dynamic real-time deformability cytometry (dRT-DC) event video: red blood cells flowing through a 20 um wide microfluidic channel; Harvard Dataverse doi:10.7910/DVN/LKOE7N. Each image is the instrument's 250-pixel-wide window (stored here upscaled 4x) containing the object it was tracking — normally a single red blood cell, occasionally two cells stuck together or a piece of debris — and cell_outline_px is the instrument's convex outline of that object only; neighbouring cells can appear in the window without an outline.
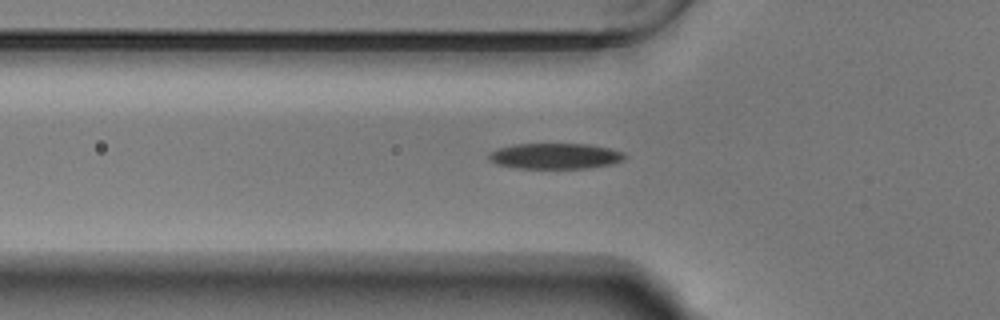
{"species": "Egyptian fruit bat (a non-hibernating species)", "species_latin": "Rousettus aegyptiacus", "temperature_condition": "warm", "stored_images_in_passage": 46, "camera_frame_rate_fps": 3000, "um_per_image_px": 0.085, "animal": {"sex": "male"}, "frame": {"image": 1, "passage_image": 16, "time_ms": 5.0, "image_size_px": [1000, 320], "cell_outline_px": [[628, 156], [624, 160], [612, 164], [588, 168], [516, 168], [496, 164], [488, 160], [488, 152], [496, 148], [516, 144], [588, 144], [608, 148], [624, 152]], "centroid_in_image_um": [47.17, 13.26], "position_along_channel_um": 78.6, "area_um2": 20.58}}
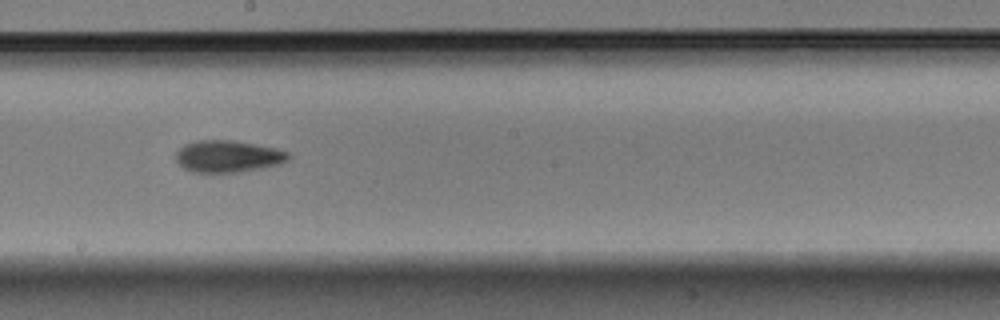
{"frame": {"image": 2, "passage_image": 28, "time_ms": 9.0, "image_size_px": [1000, 320], "cell_outline_px": [[292, 156], [288, 160], [264, 168], [240, 172], [192, 172], [184, 168], [176, 160], [176, 152], [184, 144], [196, 140], [232, 140], [272, 148], [288, 152]], "centroid_in_image_um": [19.35, 13.29], "position_along_channel_um": 228.9, "area_um2": 20.75}}
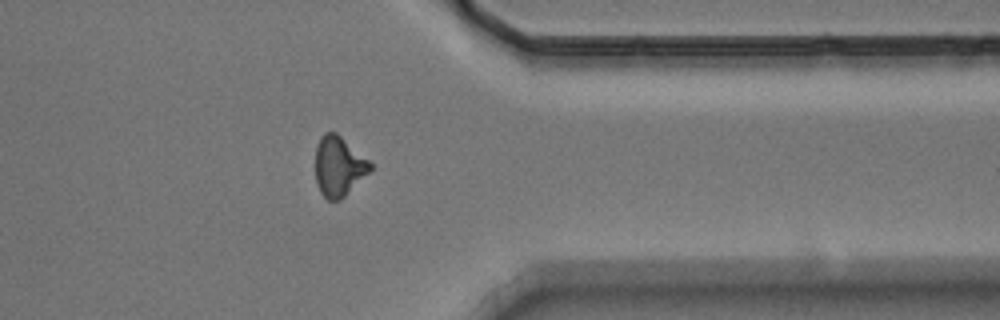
{"frame": {"image": 3, "passage_image": 41, "time_ms": 13.333, "image_size_px": [1000, 320], "cell_outline_px": [[372, 168], [340, 200], [328, 200], [320, 192], [316, 184], [316, 144], [320, 136], [324, 132], [336, 132], [368, 160], [372, 164]], "centroid_in_image_um": [28.75, 14.12], "position_along_channel_um": 382.6, "area_um2": 18.84}}